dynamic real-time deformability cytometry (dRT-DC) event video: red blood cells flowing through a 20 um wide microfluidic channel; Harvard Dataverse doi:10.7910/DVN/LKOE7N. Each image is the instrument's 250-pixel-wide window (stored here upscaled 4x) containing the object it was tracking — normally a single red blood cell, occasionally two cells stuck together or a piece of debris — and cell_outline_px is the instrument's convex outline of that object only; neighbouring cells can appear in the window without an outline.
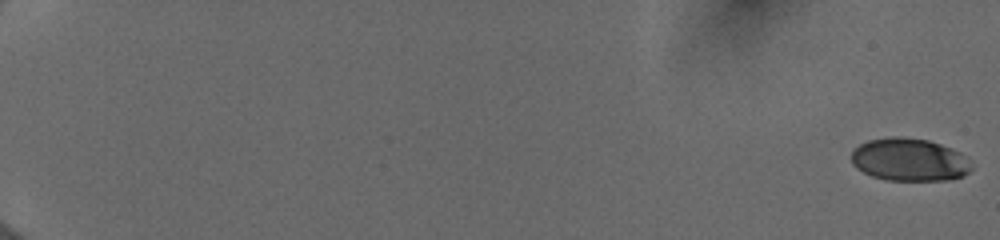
{"species": "human", "species_latin": "Homo sapiens", "temperature_condition": "cold", "stored_images_in_passage": 55, "camera_frame_rate_fps": 3000, "um_per_image_px": 0.085, "donor": {"sex": "female"}, "frame": {"image": 1, "passage_image": 1, "time_ms": 0.0, "image_size_px": [1000, 240], "cell_outline_px": [[972, 168], [964, 176], [948, 180], [888, 180], [872, 176], [856, 168], [852, 164], [852, 148], [868, 140], [888, 136], [904, 136], [928, 140], [952, 148], [960, 152]], "centroid_in_image_um": [77.26, 13.56], "position_along_channel_um": 7.7, "area_um2": 30.06}}
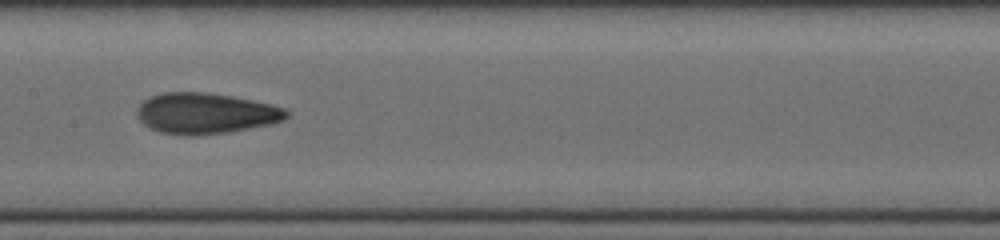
{"frame": {"image": 2, "passage_image": 32, "time_ms": 10.333, "image_size_px": [1000, 240], "cell_outline_px": [[288, 116], [284, 120], [268, 124], [228, 132], [192, 136], [188, 136], [160, 132], [148, 128], [136, 116], [136, 108], [144, 100], [152, 96], [164, 92], [204, 92], [232, 96], [268, 104], [284, 108], [288, 112]], "centroid_in_image_um": [17.41, 9.64], "position_along_channel_um": 190.0, "area_um2": 35.37}}
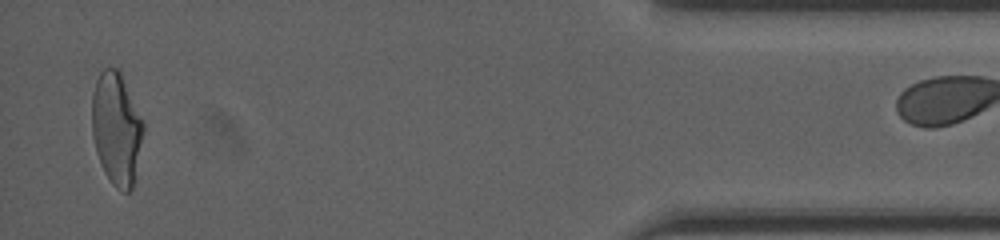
{"frame": {"image": 3, "passage_image": 54, "time_ms": 17.667, "image_size_px": [1000, 240], "cell_outline_px": [[144, 128], [132, 188], [128, 192], [124, 192], [116, 188], [112, 184], [104, 172], [96, 152], [92, 136], [92, 92], [96, 80], [100, 72], [104, 68], [116, 68], [120, 72], [144, 120]], "centroid_in_image_um": [9.89, 10.92], "position_along_channel_um": 425.3, "area_um2": 33.64}}